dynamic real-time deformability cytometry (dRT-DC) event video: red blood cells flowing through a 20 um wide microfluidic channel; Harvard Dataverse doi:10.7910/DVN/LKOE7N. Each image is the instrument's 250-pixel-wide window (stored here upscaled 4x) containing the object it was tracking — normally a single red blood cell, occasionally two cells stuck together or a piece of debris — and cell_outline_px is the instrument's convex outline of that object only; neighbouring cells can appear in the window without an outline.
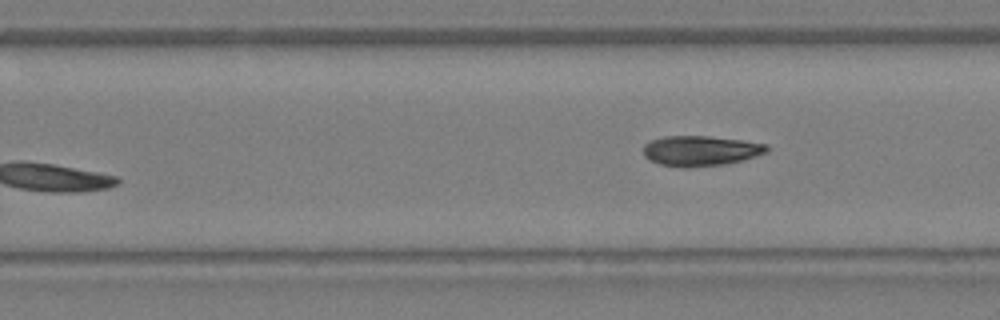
{"species": "Egyptian fruit bat (a non-hibernating species)", "species_latin": "Rousettus aegyptiacus", "temperature_condition": "warm", "stored_images_in_passage": 19, "segment_of_instrument_passage": [2, 2], "camera_frame_rate_fps": 3000, "um_per_image_px": 0.085, "animal": {"sex": "female"}, "frame": {"image": 1, "passage_image": 19, "time_ms": 6.0, "image_size_px": [1000, 320], "cell_outline_px": [[768, 152], [744, 160], [724, 164], [688, 168], [684, 168], [660, 164], [644, 156], [644, 144], [652, 140], [664, 136], [708, 136], [744, 140], [768, 144]], "centroid_in_image_um": [59.59, 12.82], "position_along_channel_um": 270.2, "area_um2": 21.85}}